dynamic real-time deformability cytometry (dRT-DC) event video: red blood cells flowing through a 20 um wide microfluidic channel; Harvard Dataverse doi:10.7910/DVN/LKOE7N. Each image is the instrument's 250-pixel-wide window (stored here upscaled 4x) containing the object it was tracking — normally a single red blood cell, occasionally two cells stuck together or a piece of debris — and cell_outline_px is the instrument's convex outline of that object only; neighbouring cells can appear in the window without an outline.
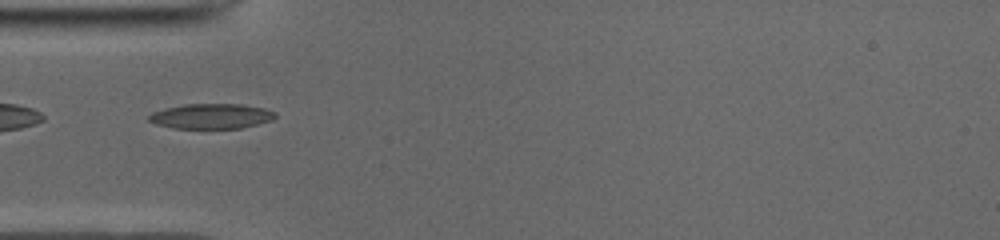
{"species": "common noctule bat (a hibernating species)", "species_latin": "Nyctalus noctula", "temperature_condition": "cold", "stored_images_in_passage": 35, "camera_frame_rate_fps": 3000, "um_per_image_px": 0.085, "animal": {"sex": "male", "body_mass_g": 19.0, "forearm_length_mm": 50.8}, "frame": {"image": 1, "passage_image": 2, "time_ms": 0.333, "image_size_px": [1000, 240], "cell_outline_px": [[276, 116], [272, 120], [240, 128], [172, 128], [156, 124], [148, 120], [148, 116], [152, 112], [164, 108], [184, 104], [240, 104], [264, 108], [276, 112]], "centroid_in_image_um": [17.94, 9.87], "position_along_channel_um": 67.1, "area_um2": 18.44}}
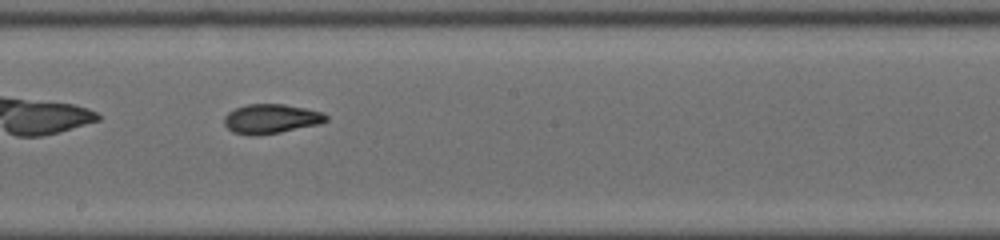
{"frame": {"image": 2, "passage_image": 14, "time_ms": 4.333, "image_size_px": [1000, 240], "cell_outline_px": [[328, 120], [320, 124], [280, 132], [256, 136], [252, 136], [232, 132], [224, 124], [224, 116], [228, 112], [236, 108], [248, 104], [284, 104], [324, 112], [328, 116]], "centroid_in_image_um": [23.04, 10.1], "position_along_channel_um": 225.2, "area_um2": 17.57}}
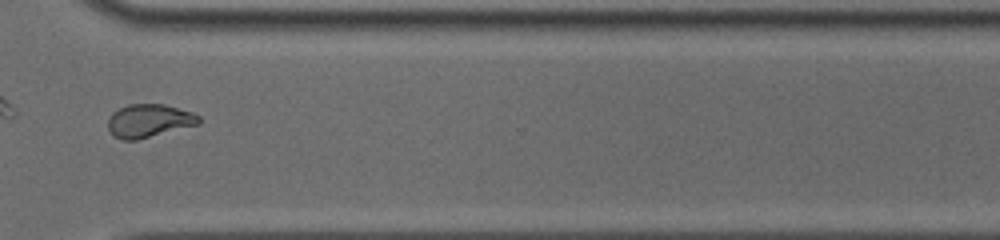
{"frame": {"image": 3, "passage_image": 24, "time_ms": 7.667, "image_size_px": [1000, 240], "cell_outline_px": [[200, 124], [136, 140], [120, 140], [112, 136], [108, 128], [108, 120], [112, 112], [128, 104], [164, 104], [192, 112], [200, 116]], "centroid_in_image_um": [12.65, 10.27], "position_along_channel_um": 358.0, "area_um2": 17.69}, "authors_computed_cell_mechanics": {"area_um2": 17.5712, "velocity_mm_per_s": 3.9548, "shape_relaxation_time_tau1_ms": null, "shape_relaxation_time_tau2_ms": 2.1088, "deformation_change_tau1": null, "deformation_change_tau2": 0.0742}}